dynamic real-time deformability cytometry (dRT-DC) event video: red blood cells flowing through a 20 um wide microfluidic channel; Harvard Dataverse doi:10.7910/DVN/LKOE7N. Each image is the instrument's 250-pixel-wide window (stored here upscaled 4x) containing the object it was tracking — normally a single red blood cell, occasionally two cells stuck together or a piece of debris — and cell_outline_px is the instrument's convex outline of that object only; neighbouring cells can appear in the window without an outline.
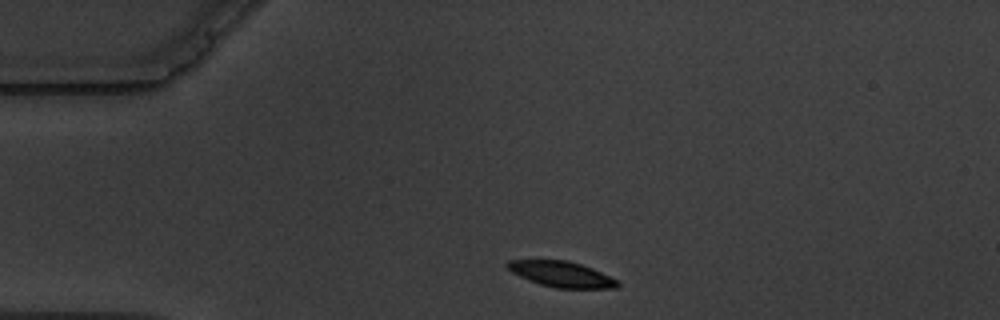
{"species": "common noctule bat (a hibernating species)", "species_latin": "Nyctalus noctula", "temperature_condition": "warm", "stored_images_in_passage": 2, "camera_frame_rate_fps": 3000, "um_per_image_px": 0.085, "animal": {"sex": "male", "body_mass_g": 19.5, "forearm_length_mm": 54.6}, "frame": {"image": 1, "passage_image": 1, "time_ms": 0.0, "image_size_px": [1000, 320], "cell_outline_px": [[620, 284], [616, 288], [556, 288], [540, 284], [528, 280], [512, 272], [504, 264], [508, 260], [568, 260], [592, 268], [620, 280]], "centroid_in_image_um": [47.75, 23.3], "position_along_channel_um": 37.3, "area_um2": 16.53}}